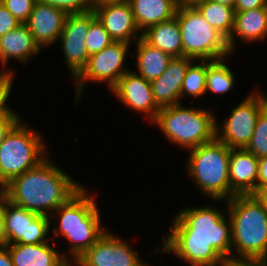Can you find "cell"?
Returning <instances> with one entry per match:
<instances>
[{"label": "cell", "instance_id": "obj_1", "mask_svg": "<svg viewBox=\"0 0 267 266\" xmlns=\"http://www.w3.org/2000/svg\"><path fill=\"white\" fill-rule=\"evenodd\" d=\"M216 205L180 208L155 253L174 254L187 266H221L232 256V232L227 207Z\"/></svg>", "mask_w": 267, "mask_h": 266}, {"label": "cell", "instance_id": "obj_2", "mask_svg": "<svg viewBox=\"0 0 267 266\" xmlns=\"http://www.w3.org/2000/svg\"><path fill=\"white\" fill-rule=\"evenodd\" d=\"M54 162L47 156L36 167L11 179L1 188L8 201L46 216L67 202L83 184Z\"/></svg>", "mask_w": 267, "mask_h": 266}, {"label": "cell", "instance_id": "obj_3", "mask_svg": "<svg viewBox=\"0 0 267 266\" xmlns=\"http://www.w3.org/2000/svg\"><path fill=\"white\" fill-rule=\"evenodd\" d=\"M83 186L67 202L58 207L50 217L51 240L60 236L69 242V249L61 252L63 257L80 258L106 232L96 197ZM55 218V219H54ZM57 220L56 224L53 222ZM55 220V221H54ZM67 252V254H66Z\"/></svg>", "mask_w": 267, "mask_h": 266}, {"label": "cell", "instance_id": "obj_4", "mask_svg": "<svg viewBox=\"0 0 267 266\" xmlns=\"http://www.w3.org/2000/svg\"><path fill=\"white\" fill-rule=\"evenodd\" d=\"M223 202L231 222L232 256L267 259V210L254 195H235Z\"/></svg>", "mask_w": 267, "mask_h": 266}, {"label": "cell", "instance_id": "obj_5", "mask_svg": "<svg viewBox=\"0 0 267 266\" xmlns=\"http://www.w3.org/2000/svg\"><path fill=\"white\" fill-rule=\"evenodd\" d=\"M230 151L231 148L216 137L189 150L185 172L207 199L227 201L235 196L229 183Z\"/></svg>", "mask_w": 267, "mask_h": 266}, {"label": "cell", "instance_id": "obj_6", "mask_svg": "<svg viewBox=\"0 0 267 266\" xmlns=\"http://www.w3.org/2000/svg\"><path fill=\"white\" fill-rule=\"evenodd\" d=\"M184 105L162 107L152 123L172 145L189 151L215 138L216 114L202 106Z\"/></svg>", "mask_w": 267, "mask_h": 266}, {"label": "cell", "instance_id": "obj_7", "mask_svg": "<svg viewBox=\"0 0 267 266\" xmlns=\"http://www.w3.org/2000/svg\"><path fill=\"white\" fill-rule=\"evenodd\" d=\"M20 120L0 145V189L50 155L41 133Z\"/></svg>", "mask_w": 267, "mask_h": 266}, {"label": "cell", "instance_id": "obj_8", "mask_svg": "<svg viewBox=\"0 0 267 266\" xmlns=\"http://www.w3.org/2000/svg\"><path fill=\"white\" fill-rule=\"evenodd\" d=\"M175 17L180 28L183 56L199 61L231 57L227 39L195 7H178Z\"/></svg>", "mask_w": 267, "mask_h": 266}, {"label": "cell", "instance_id": "obj_9", "mask_svg": "<svg viewBox=\"0 0 267 266\" xmlns=\"http://www.w3.org/2000/svg\"><path fill=\"white\" fill-rule=\"evenodd\" d=\"M259 88L250 93L237 104L231 107V114L220 126L216 117L215 137L231 149L246 148L252 138L257 118L261 110L267 105V94Z\"/></svg>", "mask_w": 267, "mask_h": 266}, {"label": "cell", "instance_id": "obj_10", "mask_svg": "<svg viewBox=\"0 0 267 266\" xmlns=\"http://www.w3.org/2000/svg\"><path fill=\"white\" fill-rule=\"evenodd\" d=\"M131 44L126 42H113L102 51L89 56L86 67L74 79L75 103L78 104L84 95L86 83L89 81L107 84L111 89L117 81L130 69L124 64Z\"/></svg>", "mask_w": 267, "mask_h": 266}, {"label": "cell", "instance_id": "obj_11", "mask_svg": "<svg viewBox=\"0 0 267 266\" xmlns=\"http://www.w3.org/2000/svg\"><path fill=\"white\" fill-rule=\"evenodd\" d=\"M7 244H40L50 239V217L8 201L4 213ZM49 236V238H48Z\"/></svg>", "mask_w": 267, "mask_h": 266}, {"label": "cell", "instance_id": "obj_12", "mask_svg": "<svg viewBox=\"0 0 267 266\" xmlns=\"http://www.w3.org/2000/svg\"><path fill=\"white\" fill-rule=\"evenodd\" d=\"M95 17L93 10L84 13L68 14L64 28L57 41L60 42L64 62L74 80L86 67L89 53L85 41L89 32L90 21Z\"/></svg>", "mask_w": 267, "mask_h": 266}, {"label": "cell", "instance_id": "obj_13", "mask_svg": "<svg viewBox=\"0 0 267 266\" xmlns=\"http://www.w3.org/2000/svg\"><path fill=\"white\" fill-rule=\"evenodd\" d=\"M106 232L79 259L81 266H153L142 260L132 243Z\"/></svg>", "mask_w": 267, "mask_h": 266}, {"label": "cell", "instance_id": "obj_14", "mask_svg": "<svg viewBox=\"0 0 267 266\" xmlns=\"http://www.w3.org/2000/svg\"><path fill=\"white\" fill-rule=\"evenodd\" d=\"M109 91L125 108L143 113L147 123H152L161 109L154 101L151 83L131 69Z\"/></svg>", "mask_w": 267, "mask_h": 266}, {"label": "cell", "instance_id": "obj_15", "mask_svg": "<svg viewBox=\"0 0 267 266\" xmlns=\"http://www.w3.org/2000/svg\"><path fill=\"white\" fill-rule=\"evenodd\" d=\"M92 10L113 41L131 44L142 37L130 4L126 0L104 3L93 7Z\"/></svg>", "mask_w": 267, "mask_h": 266}, {"label": "cell", "instance_id": "obj_16", "mask_svg": "<svg viewBox=\"0 0 267 266\" xmlns=\"http://www.w3.org/2000/svg\"><path fill=\"white\" fill-rule=\"evenodd\" d=\"M67 15L65 11L37 0L24 24L30 30L35 42L43 49L57 43Z\"/></svg>", "mask_w": 267, "mask_h": 266}, {"label": "cell", "instance_id": "obj_17", "mask_svg": "<svg viewBox=\"0 0 267 266\" xmlns=\"http://www.w3.org/2000/svg\"><path fill=\"white\" fill-rule=\"evenodd\" d=\"M193 61L186 56L173 57L164 73L150 82L154 101L160 108L181 104L182 82Z\"/></svg>", "mask_w": 267, "mask_h": 266}, {"label": "cell", "instance_id": "obj_18", "mask_svg": "<svg viewBox=\"0 0 267 266\" xmlns=\"http://www.w3.org/2000/svg\"><path fill=\"white\" fill-rule=\"evenodd\" d=\"M42 49L35 42L28 27L22 23L14 30L0 36V67L3 71H15L9 69V61L15 60L21 64H28L29 60L36 57Z\"/></svg>", "mask_w": 267, "mask_h": 266}, {"label": "cell", "instance_id": "obj_19", "mask_svg": "<svg viewBox=\"0 0 267 266\" xmlns=\"http://www.w3.org/2000/svg\"><path fill=\"white\" fill-rule=\"evenodd\" d=\"M259 158L246 148L231 149L229 161L230 189L235 195L257 193Z\"/></svg>", "mask_w": 267, "mask_h": 266}, {"label": "cell", "instance_id": "obj_20", "mask_svg": "<svg viewBox=\"0 0 267 266\" xmlns=\"http://www.w3.org/2000/svg\"><path fill=\"white\" fill-rule=\"evenodd\" d=\"M235 38L242 40L245 44L265 41L267 39V6L247 11H235L233 31L227 40L232 54L238 50Z\"/></svg>", "mask_w": 267, "mask_h": 266}, {"label": "cell", "instance_id": "obj_21", "mask_svg": "<svg viewBox=\"0 0 267 266\" xmlns=\"http://www.w3.org/2000/svg\"><path fill=\"white\" fill-rule=\"evenodd\" d=\"M55 243L7 244L13 266H55L62 258L61 249Z\"/></svg>", "mask_w": 267, "mask_h": 266}, {"label": "cell", "instance_id": "obj_22", "mask_svg": "<svg viewBox=\"0 0 267 266\" xmlns=\"http://www.w3.org/2000/svg\"><path fill=\"white\" fill-rule=\"evenodd\" d=\"M140 32L176 16V0H126Z\"/></svg>", "mask_w": 267, "mask_h": 266}, {"label": "cell", "instance_id": "obj_23", "mask_svg": "<svg viewBox=\"0 0 267 266\" xmlns=\"http://www.w3.org/2000/svg\"><path fill=\"white\" fill-rule=\"evenodd\" d=\"M136 57L135 68L133 69L138 75L151 82L160 77L167 68L172 57L160 49L147 43L142 37L135 42ZM136 70V71H135Z\"/></svg>", "mask_w": 267, "mask_h": 266}, {"label": "cell", "instance_id": "obj_24", "mask_svg": "<svg viewBox=\"0 0 267 266\" xmlns=\"http://www.w3.org/2000/svg\"><path fill=\"white\" fill-rule=\"evenodd\" d=\"M142 38L172 58L183 57L181 33L176 17L150 26L142 32Z\"/></svg>", "mask_w": 267, "mask_h": 266}, {"label": "cell", "instance_id": "obj_25", "mask_svg": "<svg viewBox=\"0 0 267 266\" xmlns=\"http://www.w3.org/2000/svg\"><path fill=\"white\" fill-rule=\"evenodd\" d=\"M194 7L214 29L227 40L230 38L234 27V8L211 0H204Z\"/></svg>", "mask_w": 267, "mask_h": 266}, {"label": "cell", "instance_id": "obj_26", "mask_svg": "<svg viewBox=\"0 0 267 266\" xmlns=\"http://www.w3.org/2000/svg\"><path fill=\"white\" fill-rule=\"evenodd\" d=\"M227 59L228 57L214 61L207 60L205 95H208V92L223 95L234 89L236 76L226 63Z\"/></svg>", "mask_w": 267, "mask_h": 266}, {"label": "cell", "instance_id": "obj_27", "mask_svg": "<svg viewBox=\"0 0 267 266\" xmlns=\"http://www.w3.org/2000/svg\"><path fill=\"white\" fill-rule=\"evenodd\" d=\"M207 60H194L188 67L182 82L181 103L184 97H198L205 95Z\"/></svg>", "mask_w": 267, "mask_h": 266}, {"label": "cell", "instance_id": "obj_28", "mask_svg": "<svg viewBox=\"0 0 267 266\" xmlns=\"http://www.w3.org/2000/svg\"><path fill=\"white\" fill-rule=\"evenodd\" d=\"M246 149L257 158L267 157V105L257 118L251 141Z\"/></svg>", "mask_w": 267, "mask_h": 266}, {"label": "cell", "instance_id": "obj_29", "mask_svg": "<svg viewBox=\"0 0 267 266\" xmlns=\"http://www.w3.org/2000/svg\"><path fill=\"white\" fill-rule=\"evenodd\" d=\"M113 42L109 33L104 29L98 19L94 17L90 21L89 32L85 41L89 56L102 51Z\"/></svg>", "mask_w": 267, "mask_h": 266}, {"label": "cell", "instance_id": "obj_30", "mask_svg": "<svg viewBox=\"0 0 267 266\" xmlns=\"http://www.w3.org/2000/svg\"><path fill=\"white\" fill-rule=\"evenodd\" d=\"M15 73L11 70H0V114H20L12 109L11 105H8V100L13 90Z\"/></svg>", "mask_w": 267, "mask_h": 266}, {"label": "cell", "instance_id": "obj_31", "mask_svg": "<svg viewBox=\"0 0 267 266\" xmlns=\"http://www.w3.org/2000/svg\"><path fill=\"white\" fill-rule=\"evenodd\" d=\"M39 2L61 9L67 14L84 13L92 10L90 0H38Z\"/></svg>", "mask_w": 267, "mask_h": 266}, {"label": "cell", "instance_id": "obj_32", "mask_svg": "<svg viewBox=\"0 0 267 266\" xmlns=\"http://www.w3.org/2000/svg\"><path fill=\"white\" fill-rule=\"evenodd\" d=\"M36 1L37 0H0V3L5 6L16 19L21 23H25Z\"/></svg>", "mask_w": 267, "mask_h": 266}, {"label": "cell", "instance_id": "obj_33", "mask_svg": "<svg viewBox=\"0 0 267 266\" xmlns=\"http://www.w3.org/2000/svg\"><path fill=\"white\" fill-rule=\"evenodd\" d=\"M22 24L14 15L0 3V36L5 35L11 30Z\"/></svg>", "mask_w": 267, "mask_h": 266}, {"label": "cell", "instance_id": "obj_34", "mask_svg": "<svg viewBox=\"0 0 267 266\" xmlns=\"http://www.w3.org/2000/svg\"><path fill=\"white\" fill-rule=\"evenodd\" d=\"M221 266H267V259L229 256Z\"/></svg>", "mask_w": 267, "mask_h": 266}, {"label": "cell", "instance_id": "obj_35", "mask_svg": "<svg viewBox=\"0 0 267 266\" xmlns=\"http://www.w3.org/2000/svg\"><path fill=\"white\" fill-rule=\"evenodd\" d=\"M22 119L20 114H0V145L9 131Z\"/></svg>", "mask_w": 267, "mask_h": 266}, {"label": "cell", "instance_id": "obj_36", "mask_svg": "<svg viewBox=\"0 0 267 266\" xmlns=\"http://www.w3.org/2000/svg\"><path fill=\"white\" fill-rule=\"evenodd\" d=\"M8 202L7 195L0 189V246L7 245V237L5 232L4 213Z\"/></svg>", "mask_w": 267, "mask_h": 266}, {"label": "cell", "instance_id": "obj_37", "mask_svg": "<svg viewBox=\"0 0 267 266\" xmlns=\"http://www.w3.org/2000/svg\"><path fill=\"white\" fill-rule=\"evenodd\" d=\"M266 6L267 0H236L234 10L247 11Z\"/></svg>", "mask_w": 267, "mask_h": 266}, {"label": "cell", "instance_id": "obj_38", "mask_svg": "<svg viewBox=\"0 0 267 266\" xmlns=\"http://www.w3.org/2000/svg\"><path fill=\"white\" fill-rule=\"evenodd\" d=\"M257 192L267 187V157H261L258 161Z\"/></svg>", "mask_w": 267, "mask_h": 266}, {"label": "cell", "instance_id": "obj_39", "mask_svg": "<svg viewBox=\"0 0 267 266\" xmlns=\"http://www.w3.org/2000/svg\"><path fill=\"white\" fill-rule=\"evenodd\" d=\"M0 266H13L11 256L6 246H0Z\"/></svg>", "mask_w": 267, "mask_h": 266}, {"label": "cell", "instance_id": "obj_40", "mask_svg": "<svg viewBox=\"0 0 267 266\" xmlns=\"http://www.w3.org/2000/svg\"><path fill=\"white\" fill-rule=\"evenodd\" d=\"M55 266H81L79 258L63 257Z\"/></svg>", "mask_w": 267, "mask_h": 266}, {"label": "cell", "instance_id": "obj_41", "mask_svg": "<svg viewBox=\"0 0 267 266\" xmlns=\"http://www.w3.org/2000/svg\"><path fill=\"white\" fill-rule=\"evenodd\" d=\"M255 196L263 203L264 208L267 210V187L260 189Z\"/></svg>", "mask_w": 267, "mask_h": 266}, {"label": "cell", "instance_id": "obj_42", "mask_svg": "<svg viewBox=\"0 0 267 266\" xmlns=\"http://www.w3.org/2000/svg\"><path fill=\"white\" fill-rule=\"evenodd\" d=\"M204 0H177L178 7H194Z\"/></svg>", "mask_w": 267, "mask_h": 266}, {"label": "cell", "instance_id": "obj_43", "mask_svg": "<svg viewBox=\"0 0 267 266\" xmlns=\"http://www.w3.org/2000/svg\"><path fill=\"white\" fill-rule=\"evenodd\" d=\"M122 1H125V0H90V3L93 8L104 3L122 2Z\"/></svg>", "mask_w": 267, "mask_h": 266}, {"label": "cell", "instance_id": "obj_44", "mask_svg": "<svg viewBox=\"0 0 267 266\" xmlns=\"http://www.w3.org/2000/svg\"><path fill=\"white\" fill-rule=\"evenodd\" d=\"M211 1L218 2L222 5H226L232 8L235 7V2H236V0H211Z\"/></svg>", "mask_w": 267, "mask_h": 266}]
</instances>
